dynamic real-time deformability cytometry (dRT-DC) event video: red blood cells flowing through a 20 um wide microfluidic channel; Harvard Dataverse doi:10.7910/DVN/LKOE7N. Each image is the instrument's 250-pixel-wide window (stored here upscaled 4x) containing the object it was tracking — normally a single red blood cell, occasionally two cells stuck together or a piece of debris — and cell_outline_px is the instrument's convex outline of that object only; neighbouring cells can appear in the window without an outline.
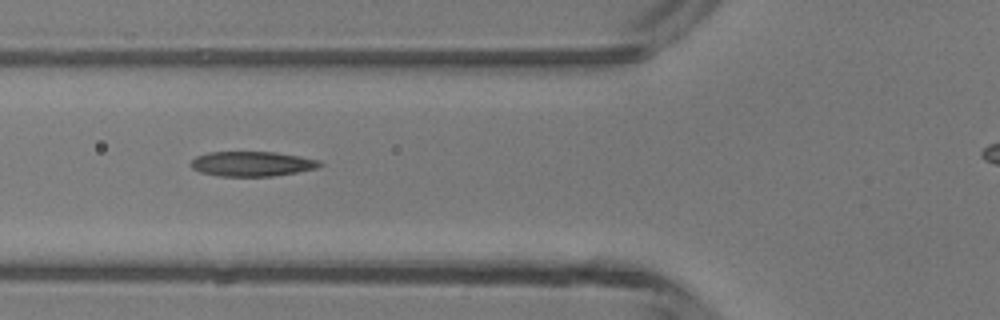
{"species": "common noctule bat (a hibernating species)", "species_latin": "Nyctalus noctula", "temperature_condition": "room temperature", "stored_images_in_passage": 6, "camera_frame_rate_fps": 3000, "um_per_image_px": 0.085, "animal": {"sex": "male", "body_mass_g": 13.3}, "frame": {"image": 1, "passage_image": 6, "time_ms": 5.667, "image_size_px": [1000, 320], "cell_outline_px": [[324, 164], [316, 168], [296, 172], [272, 176], [220, 176], [200, 172], [192, 168], [188, 164], [196, 156], [208, 152], [276, 152], [300, 156], [320, 160]], "centroid_in_image_um": [21.41, 13.92], "position_along_channel_um": 104.4, "area_um2": 18.73}}